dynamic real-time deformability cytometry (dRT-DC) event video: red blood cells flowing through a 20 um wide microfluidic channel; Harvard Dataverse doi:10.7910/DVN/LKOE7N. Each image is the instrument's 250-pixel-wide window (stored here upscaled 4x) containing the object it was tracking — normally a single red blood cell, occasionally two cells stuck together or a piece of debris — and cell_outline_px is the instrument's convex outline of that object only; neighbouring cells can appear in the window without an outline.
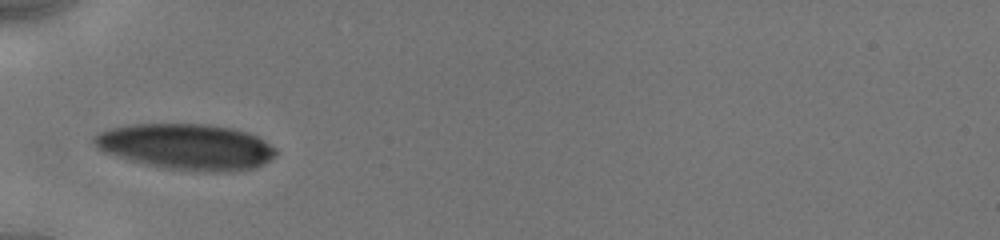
{"species": "human", "species_latin": "Homo sapiens", "temperature_condition": "cold", "stored_images_in_passage": 44, "camera_frame_rate_fps": 3000, "um_per_image_px": 0.085, "donor": {"sex": "male"}, "frame": {"image": 1, "passage_image": 1, "time_ms": 0.0, "image_size_px": [1000, 240], "cell_outline_px": [[276, 156], [264, 164], [256, 168], [232, 172], [204, 172], [164, 168], [144, 164], [104, 152], [96, 148], [92, 144], [92, 136], [96, 132], [112, 128], [132, 124], [208, 124], [232, 128], [248, 132], [264, 140], [276, 148]], "centroid_in_image_um": [15.84, 12.48], "position_along_channel_um": 69.2, "area_um2": 49.13}}
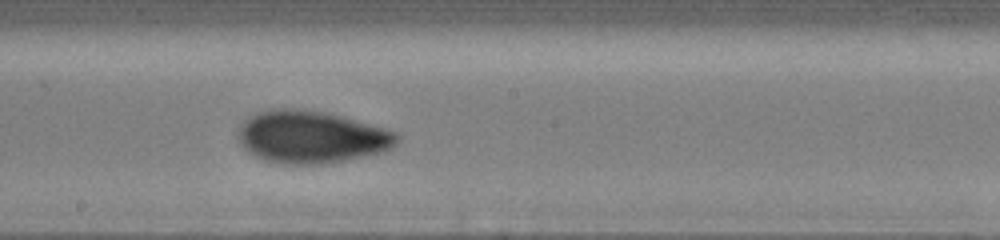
{"frame": {"image": 2, "passage_image": 18, "time_ms": 4.0, "image_size_px": [1000, 240], "cell_outline_px": [[400, 140], [396, 144], [384, 152], [324, 164], [284, 164], [264, 160], [256, 156], [244, 148], [240, 144], [236, 136], [236, 132], [240, 124], [248, 116], [256, 112], [280, 108], [296, 108], [324, 112], [340, 116], [384, 128], [396, 132], [400, 136]], "centroid_in_image_um": [26.42, 11.64], "position_along_channel_um": 221.8, "area_um2": 48.67}}
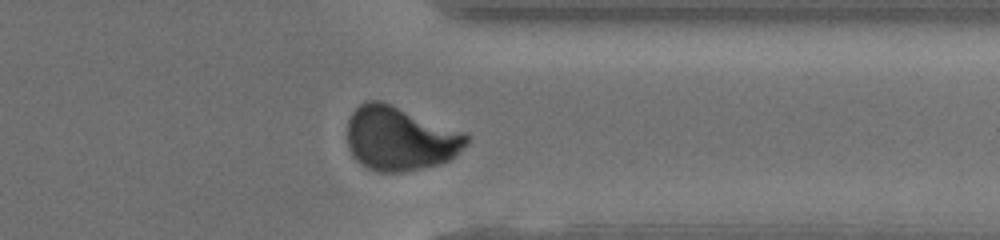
{"frame": {"image": 3, "passage_image": 39, "time_ms": 8.0, "image_size_px": [1000, 240], "cell_outline_px": [[468, 144], [456, 156], [448, 160], [424, 168], [400, 172], [376, 172], [360, 164], [352, 156], [348, 144], [348, 120], [352, 112], [364, 100], [380, 100], [468, 132]], "centroid_in_image_um": [34.02, 11.77], "position_along_channel_um": 377.4, "area_um2": 45.03}, "authors_computed_cell_mechanics": {"area_um2": 47.8295, "velocity_mm_per_s": 3.9108, "shape_relaxation_time_tau1_ms": 3.5379, "shape_relaxation_time_tau2_ms": 1.0781, "deformation_change_tau1": 0.1318, "deformation_change_tau2": 0.0496}}